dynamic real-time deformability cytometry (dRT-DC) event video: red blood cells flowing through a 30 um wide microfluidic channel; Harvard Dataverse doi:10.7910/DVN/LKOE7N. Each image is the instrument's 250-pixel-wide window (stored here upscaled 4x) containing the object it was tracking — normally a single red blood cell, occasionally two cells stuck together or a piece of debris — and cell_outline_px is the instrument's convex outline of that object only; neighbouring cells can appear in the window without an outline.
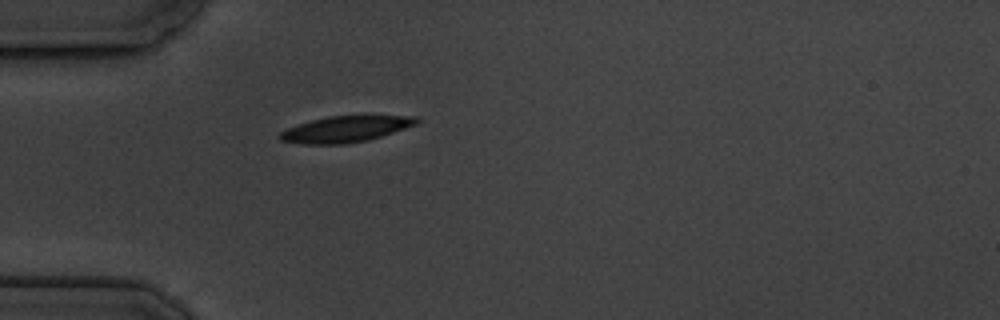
{"species": "common noctule bat (a hibernating species)", "species_latin": "Nyctalus noctula", "temperature_condition": "cold", "stored_images_in_passage": 1, "camera_frame_rate_fps": 3000, "um_per_image_px": 0.085, "animal": {"sex": "male", "body_mass_g": 19.5, "forearm_length_mm": 54.6}, "frame": {"image": 1, "passage_image": 1, "time_ms": 0.0, "image_size_px": [1000, 320], "cell_outline_px": [[420, 120], [416, 124], [368, 140], [348, 144], [300, 144], [280, 140], [276, 136], [280, 132], [288, 128], [312, 120], [328, 116], [364, 112], [372, 112], [420, 116]], "centroid_in_image_um": [29.49, 10.9], "position_along_channel_um": 55.5, "area_um2": 22.08}}